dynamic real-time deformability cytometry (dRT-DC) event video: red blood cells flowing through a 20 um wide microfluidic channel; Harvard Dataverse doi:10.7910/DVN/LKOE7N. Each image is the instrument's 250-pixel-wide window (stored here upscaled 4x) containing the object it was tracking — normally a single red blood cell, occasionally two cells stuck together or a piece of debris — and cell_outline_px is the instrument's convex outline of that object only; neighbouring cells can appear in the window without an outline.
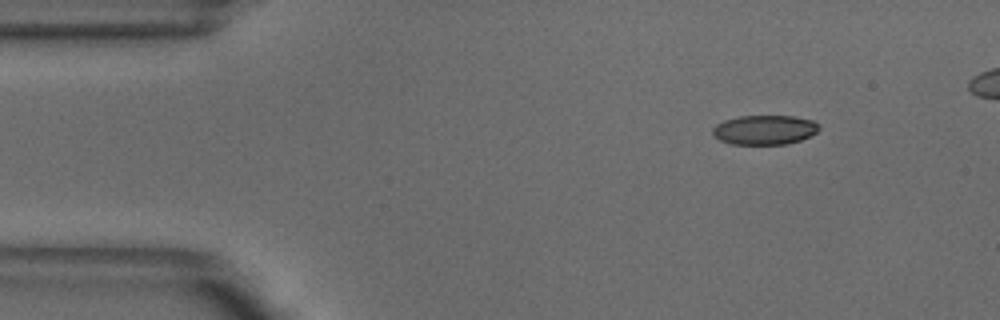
{"species": "common noctule bat (a hibernating species)", "species_latin": "Nyctalus noctula", "temperature_condition": "warm", "stored_images_in_passage": 42, "camera_frame_rate_fps": 3000, "um_per_image_px": 0.085, "animal": {"sex": "male", "body_mass_g": 18.8}, "frame": {"image": 1, "passage_image": 1, "time_ms": 0.0, "image_size_px": [1000, 320], "cell_outline_px": [[820, 128], [816, 132], [800, 140], [788, 144], [732, 144], [720, 140], [712, 132], [712, 128], [716, 124], [724, 120], [740, 116], [796, 116], [812, 120], [820, 124]], "centroid_in_image_um": [65.0, 11.03], "position_along_channel_um": 20.0, "area_um2": 18.26}}
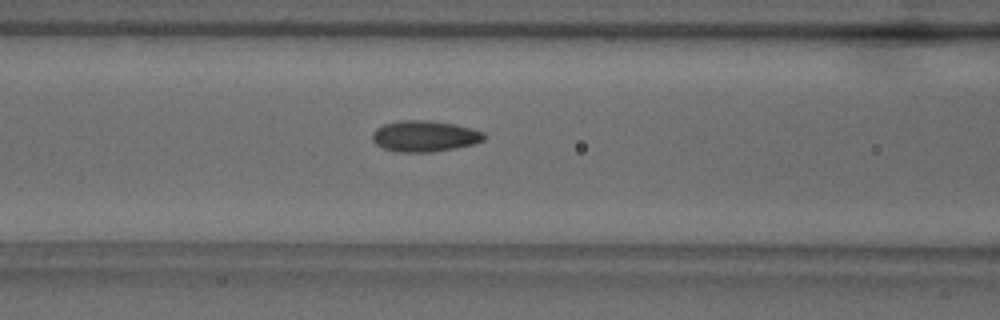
{"frame": {"image": 2, "passage_image": 15, "time_ms": 4.667, "image_size_px": [1000, 320], "cell_outline_px": [[484, 140], [472, 144], [456, 148], [432, 152], [396, 152], [384, 148], [376, 144], [372, 140], [372, 132], [376, 128], [384, 124], [400, 120], [424, 120], [456, 124], [484, 132]], "centroid_in_image_um": [36.06, 11.57], "position_along_channel_um": 130.5, "area_um2": 20.23}}
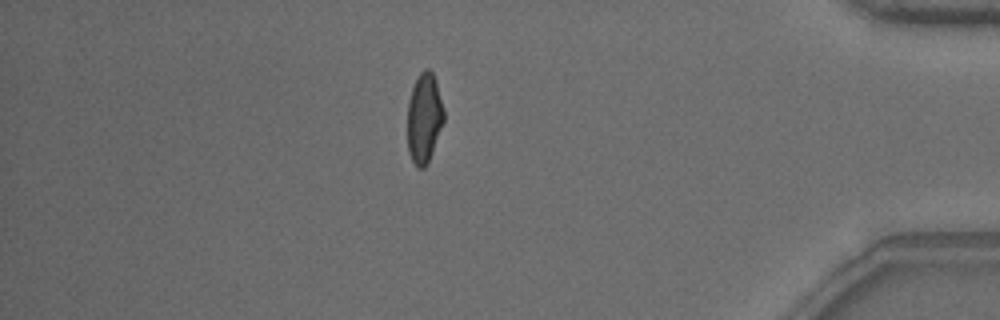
{"frame": {"image": 3, "passage_image": 39, "time_ms": 12.667, "image_size_px": [1000, 320], "cell_outline_px": [[444, 120], [432, 152], [424, 168], [416, 168], [408, 152], [408, 100], [412, 88], [420, 72], [424, 68], [428, 68], [432, 72], [436, 80], [444, 108]], "centroid_in_image_um": [36.05, 10.01], "position_along_channel_um": 399.1, "area_um2": 19.02}, "authors_computed_cell_mechanics": {"area_um2": 19.5075, "velocity_mm_per_s": 3.8899, "shape_relaxation_time_tau1_ms": 4.9961, "shape_relaxation_time_tau2_ms": 1.5821, "deformation_change_tau1": 0.155, "deformation_change_tau2": 0.0634}}